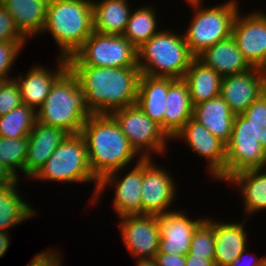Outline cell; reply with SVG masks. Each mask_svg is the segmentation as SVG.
Here are the masks:
<instances>
[{
	"instance_id": "cell-1",
	"label": "cell",
	"mask_w": 266,
	"mask_h": 266,
	"mask_svg": "<svg viewBox=\"0 0 266 266\" xmlns=\"http://www.w3.org/2000/svg\"><path fill=\"white\" fill-rule=\"evenodd\" d=\"M68 67L76 75L93 114H111L136 104L141 77L138 67Z\"/></svg>"
},
{
	"instance_id": "cell-2",
	"label": "cell",
	"mask_w": 266,
	"mask_h": 266,
	"mask_svg": "<svg viewBox=\"0 0 266 266\" xmlns=\"http://www.w3.org/2000/svg\"><path fill=\"white\" fill-rule=\"evenodd\" d=\"M266 166V97L262 94L243 114L235 115L226 144L224 172L217 181L227 182L233 175Z\"/></svg>"
},
{
	"instance_id": "cell-3",
	"label": "cell",
	"mask_w": 266,
	"mask_h": 266,
	"mask_svg": "<svg viewBox=\"0 0 266 266\" xmlns=\"http://www.w3.org/2000/svg\"><path fill=\"white\" fill-rule=\"evenodd\" d=\"M90 169L100 181L105 175L122 170L138 154L110 114H93L83 125Z\"/></svg>"
},
{
	"instance_id": "cell-4",
	"label": "cell",
	"mask_w": 266,
	"mask_h": 266,
	"mask_svg": "<svg viewBox=\"0 0 266 266\" xmlns=\"http://www.w3.org/2000/svg\"><path fill=\"white\" fill-rule=\"evenodd\" d=\"M93 115L76 75L68 67L53 83L45 101L36 110V121L60 128L68 134L81 133Z\"/></svg>"
},
{
	"instance_id": "cell-5",
	"label": "cell",
	"mask_w": 266,
	"mask_h": 266,
	"mask_svg": "<svg viewBox=\"0 0 266 266\" xmlns=\"http://www.w3.org/2000/svg\"><path fill=\"white\" fill-rule=\"evenodd\" d=\"M68 59L94 32L92 0H49L44 29Z\"/></svg>"
},
{
	"instance_id": "cell-6",
	"label": "cell",
	"mask_w": 266,
	"mask_h": 266,
	"mask_svg": "<svg viewBox=\"0 0 266 266\" xmlns=\"http://www.w3.org/2000/svg\"><path fill=\"white\" fill-rule=\"evenodd\" d=\"M160 30L137 50L141 74L183 79L195 56L190 52L184 34Z\"/></svg>"
},
{
	"instance_id": "cell-7",
	"label": "cell",
	"mask_w": 266,
	"mask_h": 266,
	"mask_svg": "<svg viewBox=\"0 0 266 266\" xmlns=\"http://www.w3.org/2000/svg\"><path fill=\"white\" fill-rule=\"evenodd\" d=\"M32 178L62 183H94L91 203L99 186V180L90 169L87 146L81 133L68 134Z\"/></svg>"
},
{
	"instance_id": "cell-8",
	"label": "cell",
	"mask_w": 266,
	"mask_h": 266,
	"mask_svg": "<svg viewBox=\"0 0 266 266\" xmlns=\"http://www.w3.org/2000/svg\"><path fill=\"white\" fill-rule=\"evenodd\" d=\"M238 4L237 0H228L212 7L192 6L195 13L184 38L195 57L231 36L234 18L240 9Z\"/></svg>"
},
{
	"instance_id": "cell-9",
	"label": "cell",
	"mask_w": 266,
	"mask_h": 266,
	"mask_svg": "<svg viewBox=\"0 0 266 266\" xmlns=\"http://www.w3.org/2000/svg\"><path fill=\"white\" fill-rule=\"evenodd\" d=\"M67 61L68 66L138 67L137 49L128 39L96 31Z\"/></svg>"
},
{
	"instance_id": "cell-10",
	"label": "cell",
	"mask_w": 266,
	"mask_h": 266,
	"mask_svg": "<svg viewBox=\"0 0 266 266\" xmlns=\"http://www.w3.org/2000/svg\"><path fill=\"white\" fill-rule=\"evenodd\" d=\"M131 147L142 159H152V154H165L169 137L160 125L152 121L137 104L116 110L110 114ZM168 140V141H167Z\"/></svg>"
},
{
	"instance_id": "cell-11",
	"label": "cell",
	"mask_w": 266,
	"mask_h": 266,
	"mask_svg": "<svg viewBox=\"0 0 266 266\" xmlns=\"http://www.w3.org/2000/svg\"><path fill=\"white\" fill-rule=\"evenodd\" d=\"M173 176L152 159H142L141 215L170 212L176 196ZM169 208V209H168Z\"/></svg>"
},
{
	"instance_id": "cell-12",
	"label": "cell",
	"mask_w": 266,
	"mask_h": 266,
	"mask_svg": "<svg viewBox=\"0 0 266 266\" xmlns=\"http://www.w3.org/2000/svg\"><path fill=\"white\" fill-rule=\"evenodd\" d=\"M237 12L231 36L243 57L252 67L266 68V14L253 11L247 15Z\"/></svg>"
},
{
	"instance_id": "cell-13",
	"label": "cell",
	"mask_w": 266,
	"mask_h": 266,
	"mask_svg": "<svg viewBox=\"0 0 266 266\" xmlns=\"http://www.w3.org/2000/svg\"><path fill=\"white\" fill-rule=\"evenodd\" d=\"M120 172L121 169L111 172L99 181L93 204L97 200L99 202L103 191L108 185H113L115 188L113 209L118 214V217L141 215L142 158L139 157L135 166L125 177L121 178L122 176L120 175L122 174Z\"/></svg>"
},
{
	"instance_id": "cell-14",
	"label": "cell",
	"mask_w": 266,
	"mask_h": 266,
	"mask_svg": "<svg viewBox=\"0 0 266 266\" xmlns=\"http://www.w3.org/2000/svg\"><path fill=\"white\" fill-rule=\"evenodd\" d=\"M118 227L122 241L132 257L136 259L155 258L160 244L157 215L120 217Z\"/></svg>"
},
{
	"instance_id": "cell-15",
	"label": "cell",
	"mask_w": 266,
	"mask_h": 266,
	"mask_svg": "<svg viewBox=\"0 0 266 266\" xmlns=\"http://www.w3.org/2000/svg\"><path fill=\"white\" fill-rule=\"evenodd\" d=\"M265 83V70L252 67L246 72L222 77L220 96L235 115L243 114L263 94Z\"/></svg>"
},
{
	"instance_id": "cell-16",
	"label": "cell",
	"mask_w": 266,
	"mask_h": 266,
	"mask_svg": "<svg viewBox=\"0 0 266 266\" xmlns=\"http://www.w3.org/2000/svg\"><path fill=\"white\" fill-rule=\"evenodd\" d=\"M184 140L190 149L208 161V172L217 179L225 169L226 145L194 118L172 138Z\"/></svg>"
},
{
	"instance_id": "cell-17",
	"label": "cell",
	"mask_w": 266,
	"mask_h": 266,
	"mask_svg": "<svg viewBox=\"0 0 266 266\" xmlns=\"http://www.w3.org/2000/svg\"><path fill=\"white\" fill-rule=\"evenodd\" d=\"M185 213V210H171L157 215L160 231L158 252L185 256L189 253L192 235L206 218L193 220Z\"/></svg>"
},
{
	"instance_id": "cell-18",
	"label": "cell",
	"mask_w": 266,
	"mask_h": 266,
	"mask_svg": "<svg viewBox=\"0 0 266 266\" xmlns=\"http://www.w3.org/2000/svg\"><path fill=\"white\" fill-rule=\"evenodd\" d=\"M67 136L68 133L60 128L36 121L28 135L24 175L32 179Z\"/></svg>"
},
{
	"instance_id": "cell-19",
	"label": "cell",
	"mask_w": 266,
	"mask_h": 266,
	"mask_svg": "<svg viewBox=\"0 0 266 266\" xmlns=\"http://www.w3.org/2000/svg\"><path fill=\"white\" fill-rule=\"evenodd\" d=\"M57 63L58 66L54 71L42 65H36L29 69L25 76L19 73L18 77H14L19 85L23 104L32 107L35 111L42 105L54 81L68 68L66 58L58 56Z\"/></svg>"
},
{
	"instance_id": "cell-20",
	"label": "cell",
	"mask_w": 266,
	"mask_h": 266,
	"mask_svg": "<svg viewBox=\"0 0 266 266\" xmlns=\"http://www.w3.org/2000/svg\"><path fill=\"white\" fill-rule=\"evenodd\" d=\"M212 219L206 220L214 227L215 232V266H229L247 248V237L244 225L245 218L239 222H219Z\"/></svg>"
},
{
	"instance_id": "cell-21",
	"label": "cell",
	"mask_w": 266,
	"mask_h": 266,
	"mask_svg": "<svg viewBox=\"0 0 266 266\" xmlns=\"http://www.w3.org/2000/svg\"><path fill=\"white\" fill-rule=\"evenodd\" d=\"M166 103L164 132L171 140L193 116V105L189 89L183 79L168 77Z\"/></svg>"
},
{
	"instance_id": "cell-22",
	"label": "cell",
	"mask_w": 266,
	"mask_h": 266,
	"mask_svg": "<svg viewBox=\"0 0 266 266\" xmlns=\"http://www.w3.org/2000/svg\"><path fill=\"white\" fill-rule=\"evenodd\" d=\"M197 58L221 77L246 72L252 68L232 36L205 49Z\"/></svg>"
},
{
	"instance_id": "cell-23",
	"label": "cell",
	"mask_w": 266,
	"mask_h": 266,
	"mask_svg": "<svg viewBox=\"0 0 266 266\" xmlns=\"http://www.w3.org/2000/svg\"><path fill=\"white\" fill-rule=\"evenodd\" d=\"M234 117L235 114L220 95L193 106L192 118L205 126L225 145L231 137Z\"/></svg>"
},
{
	"instance_id": "cell-24",
	"label": "cell",
	"mask_w": 266,
	"mask_h": 266,
	"mask_svg": "<svg viewBox=\"0 0 266 266\" xmlns=\"http://www.w3.org/2000/svg\"><path fill=\"white\" fill-rule=\"evenodd\" d=\"M48 2L49 0H0L26 39L41 34L44 29Z\"/></svg>"
},
{
	"instance_id": "cell-25",
	"label": "cell",
	"mask_w": 266,
	"mask_h": 266,
	"mask_svg": "<svg viewBox=\"0 0 266 266\" xmlns=\"http://www.w3.org/2000/svg\"><path fill=\"white\" fill-rule=\"evenodd\" d=\"M168 77L141 74L136 104L164 131V111L167 107Z\"/></svg>"
},
{
	"instance_id": "cell-26",
	"label": "cell",
	"mask_w": 266,
	"mask_h": 266,
	"mask_svg": "<svg viewBox=\"0 0 266 266\" xmlns=\"http://www.w3.org/2000/svg\"><path fill=\"white\" fill-rule=\"evenodd\" d=\"M183 80L188 86L192 105L220 95L222 77L195 57Z\"/></svg>"
},
{
	"instance_id": "cell-27",
	"label": "cell",
	"mask_w": 266,
	"mask_h": 266,
	"mask_svg": "<svg viewBox=\"0 0 266 266\" xmlns=\"http://www.w3.org/2000/svg\"><path fill=\"white\" fill-rule=\"evenodd\" d=\"M227 182L239 187L245 218L266 209V168L239 172Z\"/></svg>"
},
{
	"instance_id": "cell-28",
	"label": "cell",
	"mask_w": 266,
	"mask_h": 266,
	"mask_svg": "<svg viewBox=\"0 0 266 266\" xmlns=\"http://www.w3.org/2000/svg\"><path fill=\"white\" fill-rule=\"evenodd\" d=\"M128 0H92L94 31L123 35L131 14Z\"/></svg>"
},
{
	"instance_id": "cell-29",
	"label": "cell",
	"mask_w": 266,
	"mask_h": 266,
	"mask_svg": "<svg viewBox=\"0 0 266 266\" xmlns=\"http://www.w3.org/2000/svg\"><path fill=\"white\" fill-rule=\"evenodd\" d=\"M16 187H19L18 181L0 186V231H8L36 215L31 205L20 197Z\"/></svg>"
},
{
	"instance_id": "cell-30",
	"label": "cell",
	"mask_w": 266,
	"mask_h": 266,
	"mask_svg": "<svg viewBox=\"0 0 266 266\" xmlns=\"http://www.w3.org/2000/svg\"><path fill=\"white\" fill-rule=\"evenodd\" d=\"M144 5L131 11L123 36L138 50L160 30L157 28L156 8Z\"/></svg>"
},
{
	"instance_id": "cell-31",
	"label": "cell",
	"mask_w": 266,
	"mask_h": 266,
	"mask_svg": "<svg viewBox=\"0 0 266 266\" xmlns=\"http://www.w3.org/2000/svg\"><path fill=\"white\" fill-rule=\"evenodd\" d=\"M36 122V111L25 104L13 109L6 115L0 116V137H28Z\"/></svg>"
},
{
	"instance_id": "cell-32",
	"label": "cell",
	"mask_w": 266,
	"mask_h": 266,
	"mask_svg": "<svg viewBox=\"0 0 266 266\" xmlns=\"http://www.w3.org/2000/svg\"><path fill=\"white\" fill-rule=\"evenodd\" d=\"M27 150L28 137L16 139L0 137V162L8 167L19 179L20 177L17 173L19 171L24 173Z\"/></svg>"
},
{
	"instance_id": "cell-33",
	"label": "cell",
	"mask_w": 266,
	"mask_h": 266,
	"mask_svg": "<svg viewBox=\"0 0 266 266\" xmlns=\"http://www.w3.org/2000/svg\"><path fill=\"white\" fill-rule=\"evenodd\" d=\"M186 256H199L204 259L215 257L214 227L205 219L192 235L189 253Z\"/></svg>"
},
{
	"instance_id": "cell-34",
	"label": "cell",
	"mask_w": 266,
	"mask_h": 266,
	"mask_svg": "<svg viewBox=\"0 0 266 266\" xmlns=\"http://www.w3.org/2000/svg\"><path fill=\"white\" fill-rule=\"evenodd\" d=\"M27 41L0 42V81L13 79L9 77L14 61Z\"/></svg>"
},
{
	"instance_id": "cell-35",
	"label": "cell",
	"mask_w": 266,
	"mask_h": 266,
	"mask_svg": "<svg viewBox=\"0 0 266 266\" xmlns=\"http://www.w3.org/2000/svg\"><path fill=\"white\" fill-rule=\"evenodd\" d=\"M23 104L20 88L15 79L2 81L0 84V116L6 115Z\"/></svg>"
},
{
	"instance_id": "cell-36",
	"label": "cell",
	"mask_w": 266,
	"mask_h": 266,
	"mask_svg": "<svg viewBox=\"0 0 266 266\" xmlns=\"http://www.w3.org/2000/svg\"><path fill=\"white\" fill-rule=\"evenodd\" d=\"M27 41L17 29L11 14L0 3V42Z\"/></svg>"
},
{
	"instance_id": "cell-37",
	"label": "cell",
	"mask_w": 266,
	"mask_h": 266,
	"mask_svg": "<svg viewBox=\"0 0 266 266\" xmlns=\"http://www.w3.org/2000/svg\"><path fill=\"white\" fill-rule=\"evenodd\" d=\"M62 258L59 251L46 249L38 253L27 266H61Z\"/></svg>"
},
{
	"instance_id": "cell-38",
	"label": "cell",
	"mask_w": 266,
	"mask_h": 266,
	"mask_svg": "<svg viewBox=\"0 0 266 266\" xmlns=\"http://www.w3.org/2000/svg\"><path fill=\"white\" fill-rule=\"evenodd\" d=\"M155 260L157 266H185L186 256L157 252Z\"/></svg>"
},
{
	"instance_id": "cell-39",
	"label": "cell",
	"mask_w": 266,
	"mask_h": 266,
	"mask_svg": "<svg viewBox=\"0 0 266 266\" xmlns=\"http://www.w3.org/2000/svg\"><path fill=\"white\" fill-rule=\"evenodd\" d=\"M247 250H249L248 248L244 249L243 252L239 255V257H237L233 263H231L229 266H242L240 264H242L243 260L245 257H247L248 255H246ZM251 261L245 262L243 265L245 266H266V257H262V258H256V257H251Z\"/></svg>"
},
{
	"instance_id": "cell-40",
	"label": "cell",
	"mask_w": 266,
	"mask_h": 266,
	"mask_svg": "<svg viewBox=\"0 0 266 266\" xmlns=\"http://www.w3.org/2000/svg\"><path fill=\"white\" fill-rule=\"evenodd\" d=\"M17 181H20V179L0 162V186L12 185Z\"/></svg>"
},
{
	"instance_id": "cell-41",
	"label": "cell",
	"mask_w": 266,
	"mask_h": 266,
	"mask_svg": "<svg viewBox=\"0 0 266 266\" xmlns=\"http://www.w3.org/2000/svg\"><path fill=\"white\" fill-rule=\"evenodd\" d=\"M185 266H215L214 259H204L199 256H186Z\"/></svg>"
},
{
	"instance_id": "cell-42",
	"label": "cell",
	"mask_w": 266,
	"mask_h": 266,
	"mask_svg": "<svg viewBox=\"0 0 266 266\" xmlns=\"http://www.w3.org/2000/svg\"><path fill=\"white\" fill-rule=\"evenodd\" d=\"M9 231H0V258L5 255L10 246Z\"/></svg>"
},
{
	"instance_id": "cell-43",
	"label": "cell",
	"mask_w": 266,
	"mask_h": 266,
	"mask_svg": "<svg viewBox=\"0 0 266 266\" xmlns=\"http://www.w3.org/2000/svg\"><path fill=\"white\" fill-rule=\"evenodd\" d=\"M136 266H157L155 258L136 259Z\"/></svg>"
},
{
	"instance_id": "cell-44",
	"label": "cell",
	"mask_w": 266,
	"mask_h": 266,
	"mask_svg": "<svg viewBox=\"0 0 266 266\" xmlns=\"http://www.w3.org/2000/svg\"><path fill=\"white\" fill-rule=\"evenodd\" d=\"M187 3H188V5H190V7L191 6H193V5H199V4H203L202 2V0H185Z\"/></svg>"
},
{
	"instance_id": "cell-45",
	"label": "cell",
	"mask_w": 266,
	"mask_h": 266,
	"mask_svg": "<svg viewBox=\"0 0 266 266\" xmlns=\"http://www.w3.org/2000/svg\"><path fill=\"white\" fill-rule=\"evenodd\" d=\"M263 95L266 97V83H265V86H264Z\"/></svg>"
}]
</instances>
